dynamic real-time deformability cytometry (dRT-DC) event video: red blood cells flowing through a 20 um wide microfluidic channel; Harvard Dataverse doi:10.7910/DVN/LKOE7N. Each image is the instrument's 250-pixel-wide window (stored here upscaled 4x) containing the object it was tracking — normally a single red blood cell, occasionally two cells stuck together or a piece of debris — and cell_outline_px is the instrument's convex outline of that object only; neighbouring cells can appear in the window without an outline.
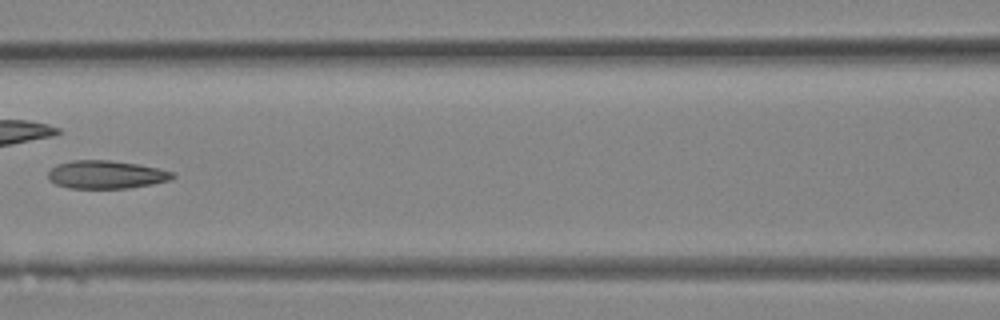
{"species": "Egyptian fruit bat (a non-hibernating species)", "species_latin": "Rousettus aegyptiacus", "temperature_condition": "room temperature", "stored_images_in_passage": 32, "camera_frame_rate_fps": 3000, "um_per_image_px": 0.085, "animal": {"sex": "female"}, "frame": {"image": 1, "passage_image": 14, "time_ms": 4.333, "image_size_px": [1000, 320], "cell_outline_px": [[176, 176], [168, 180], [152, 184], [128, 188], [68, 188], [56, 184], [48, 180], [48, 172], [56, 164], [72, 160], [112, 160], [140, 164], [160, 168], [176, 172]], "centroid_in_image_um": [9.04, 14.83], "position_along_channel_um": 157.6, "area_um2": 20.63}}